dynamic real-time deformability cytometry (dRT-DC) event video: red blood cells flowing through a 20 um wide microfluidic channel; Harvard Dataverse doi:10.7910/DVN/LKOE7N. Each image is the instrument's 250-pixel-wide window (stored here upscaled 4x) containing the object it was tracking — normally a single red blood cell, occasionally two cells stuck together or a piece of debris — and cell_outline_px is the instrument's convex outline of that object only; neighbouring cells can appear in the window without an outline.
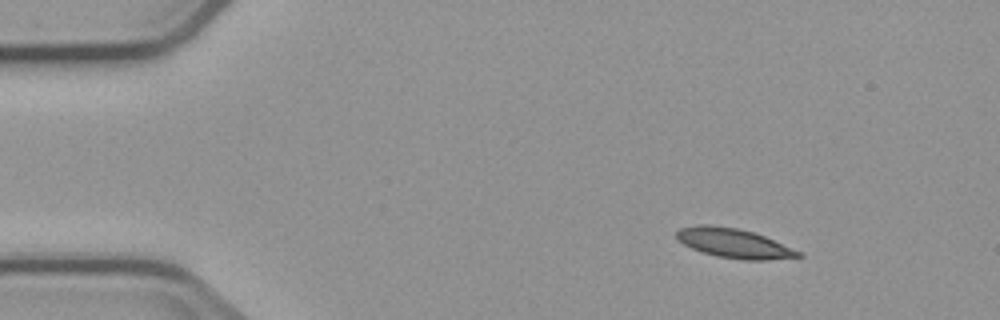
{"species": "common noctule bat (a hibernating species)", "species_latin": "Nyctalus noctula", "temperature_condition": "cold", "stored_images_in_passage": 7, "camera_frame_rate_fps": 3000, "um_per_image_px": 0.085, "animal": {"sex": "male", "body_mass_g": 23.1, "forearm_length_mm": 52.7}, "frame": {"image": 1, "passage_image": 3, "time_ms": 2.333, "image_size_px": [1000, 320], "cell_outline_px": [[804, 256], [768, 260], [744, 260], [716, 256], [700, 252], [684, 244], [676, 236], [676, 232], [680, 228], [696, 224], [708, 224], [736, 228], [752, 232], [764, 236], [800, 252]], "centroid_in_image_um": [62.34, 20.67], "position_along_channel_um": 22.7, "area_um2": 20.69}}
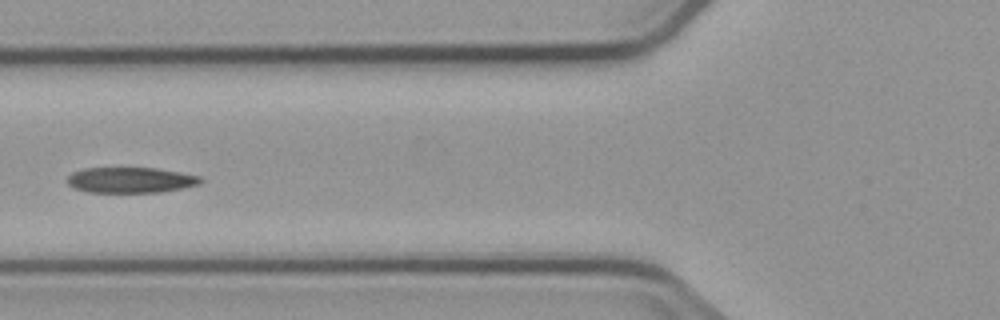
{"frame": {"image": 2, "passage_image": 7, "time_ms": 7.0, "image_size_px": [1000, 320], "cell_outline_px": [[204, 180], [200, 184], [160, 192], [88, 192], [76, 188], [68, 184], [68, 176], [72, 172], [84, 168], [156, 168], [180, 172], [200, 176]], "centroid_in_image_um": [11.12, 15.3], "position_along_channel_um": 114.7, "area_um2": 19.77}}